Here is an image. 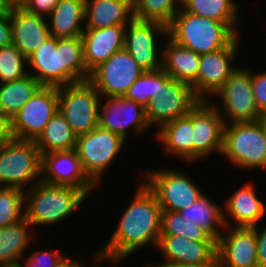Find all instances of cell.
Returning <instances> with one entry per match:
<instances>
[{
	"instance_id": "1",
	"label": "cell",
	"mask_w": 266,
	"mask_h": 267,
	"mask_svg": "<svg viewBox=\"0 0 266 267\" xmlns=\"http://www.w3.org/2000/svg\"><path fill=\"white\" fill-rule=\"evenodd\" d=\"M130 205L123 211L109 241L96 253L94 264L102 261L119 264L143 246L156 249L161 232V213L155 193L141 181ZM99 262V263H98Z\"/></svg>"
},
{
	"instance_id": "2",
	"label": "cell",
	"mask_w": 266,
	"mask_h": 267,
	"mask_svg": "<svg viewBox=\"0 0 266 267\" xmlns=\"http://www.w3.org/2000/svg\"><path fill=\"white\" fill-rule=\"evenodd\" d=\"M28 70L43 86L60 87L86 81L90 74L84 64L81 36L55 38L50 36L27 58Z\"/></svg>"
},
{
	"instance_id": "3",
	"label": "cell",
	"mask_w": 266,
	"mask_h": 267,
	"mask_svg": "<svg viewBox=\"0 0 266 267\" xmlns=\"http://www.w3.org/2000/svg\"><path fill=\"white\" fill-rule=\"evenodd\" d=\"M237 25L188 13L181 7L167 26V34L178 45L202 55L227 47L240 35Z\"/></svg>"
},
{
	"instance_id": "4",
	"label": "cell",
	"mask_w": 266,
	"mask_h": 267,
	"mask_svg": "<svg viewBox=\"0 0 266 267\" xmlns=\"http://www.w3.org/2000/svg\"><path fill=\"white\" fill-rule=\"evenodd\" d=\"M87 197L88 195L77 187L40 180L25 190V219L35 228L38 225L45 227L59 224L84 204Z\"/></svg>"
},
{
	"instance_id": "5",
	"label": "cell",
	"mask_w": 266,
	"mask_h": 267,
	"mask_svg": "<svg viewBox=\"0 0 266 267\" xmlns=\"http://www.w3.org/2000/svg\"><path fill=\"white\" fill-rule=\"evenodd\" d=\"M222 156L240 169L266 170V129L258 120L225 125Z\"/></svg>"
},
{
	"instance_id": "6",
	"label": "cell",
	"mask_w": 266,
	"mask_h": 267,
	"mask_svg": "<svg viewBox=\"0 0 266 267\" xmlns=\"http://www.w3.org/2000/svg\"><path fill=\"white\" fill-rule=\"evenodd\" d=\"M41 178L42 154L34 141L13 139L0 147V187L26 190Z\"/></svg>"
},
{
	"instance_id": "7",
	"label": "cell",
	"mask_w": 266,
	"mask_h": 267,
	"mask_svg": "<svg viewBox=\"0 0 266 267\" xmlns=\"http://www.w3.org/2000/svg\"><path fill=\"white\" fill-rule=\"evenodd\" d=\"M59 111L77 136L98 127L101 96L88 81L58 87Z\"/></svg>"
},
{
	"instance_id": "8",
	"label": "cell",
	"mask_w": 266,
	"mask_h": 267,
	"mask_svg": "<svg viewBox=\"0 0 266 267\" xmlns=\"http://www.w3.org/2000/svg\"><path fill=\"white\" fill-rule=\"evenodd\" d=\"M126 141L111 131L96 127L77 137L76 152L87 177L97 186L107 168L121 153Z\"/></svg>"
},
{
	"instance_id": "9",
	"label": "cell",
	"mask_w": 266,
	"mask_h": 267,
	"mask_svg": "<svg viewBox=\"0 0 266 267\" xmlns=\"http://www.w3.org/2000/svg\"><path fill=\"white\" fill-rule=\"evenodd\" d=\"M220 99L218 104L211 103L218 108L225 125L234 122H254L260 119L254 94L252 90L251 70L249 68L237 67L225 84L213 96Z\"/></svg>"
},
{
	"instance_id": "10",
	"label": "cell",
	"mask_w": 266,
	"mask_h": 267,
	"mask_svg": "<svg viewBox=\"0 0 266 267\" xmlns=\"http://www.w3.org/2000/svg\"><path fill=\"white\" fill-rule=\"evenodd\" d=\"M143 175L144 182L155 193L162 210L179 212L204 194L189 175L176 169L150 170Z\"/></svg>"
},
{
	"instance_id": "11",
	"label": "cell",
	"mask_w": 266,
	"mask_h": 267,
	"mask_svg": "<svg viewBox=\"0 0 266 267\" xmlns=\"http://www.w3.org/2000/svg\"><path fill=\"white\" fill-rule=\"evenodd\" d=\"M199 102L192 86L168 77L159 85L158 97L146 106V118L151 128L160 129L166 123L187 115Z\"/></svg>"
},
{
	"instance_id": "12",
	"label": "cell",
	"mask_w": 266,
	"mask_h": 267,
	"mask_svg": "<svg viewBox=\"0 0 266 267\" xmlns=\"http://www.w3.org/2000/svg\"><path fill=\"white\" fill-rule=\"evenodd\" d=\"M58 110V87L42 86L12 118L14 139L35 141Z\"/></svg>"
},
{
	"instance_id": "13",
	"label": "cell",
	"mask_w": 266,
	"mask_h": 267,
	"mask_svg": "<svg viewBox=\"0 0 266 267\" xmlns=\"http://www.w3.org/2000/svg\"><path fill=\"white\" fill-rule=\"evenodd\" d=\"M145 70L123 48L96 67L88 81L101 97L124 96Z\"/></svg>"
},
{
	"instance_id": "14",
	"label": "cell",
	"mask_w": 266,
	"mask_h": 267,
	"mask_svg": "<svg viewBox=\"0 0 266 267\" xmlns=\"http://www.w3.org/2000/svg\"><path fill=\"white\" fill-rule=\"evenodd\" d=\"M167 38V26L155 21L133 18L125 26L124 49L145 71L162 69V48H158V37ZM159 49V50H157ZM160 55H159V54Z\"/></svg>"
},
{
	"instance_id": "15",
	"label": "cell",
	"mask_w": 266,
	"mask_h": 267,
	"mask_svg": "<svg viewBox=\"0 0 266 267\" xmlns=\"http://www.w3.org/2000/svg\"><path fill=\"white\" fill-rule=\"evenodd\" d=\"M103 97L100 100L98 127L113 132L125 141L129 133L142 135L151 129L146 118L145 108L124 96ZM130 131V132H129Z\"/></svg>"
},
{
	"instance_id": "16",
	"label": "cell",
	"mask_w": 266,
	"mask_h": 267,
	"mask_svg": "<svg viewBox=\"0 0 266 267\" xmlns=\"http://www.w3.org/2000/svg\"><path fill=\"white\" fill-rule=\"evenodd\" d=\"M240 37L237 36L225 48L200 55L197 80L192 85L194 93L200 100L210 101L237 68L232 66V63L239 52Z\"/></svg>"
},
{
	"instance_id": "17",
	"label": "cell",
	"mask_w": 266,
	"mask_h": 267,
	"mask_svg": "<svg viewBox=\"0 0 266 267\" xmlns=\"http://www.w3.org/2000/svg\"><path fill=\"white\" fill-rule=\"evenodd\" d=\"M225 122L218 108L208 100L192 109L193 161L218 152L222 154ZM200 159V160H199Z\"/></svg>"
},
{
	"instance_id": "18",
	"label": "cell",
	"mask_w": 266,
	"mask_h": 267,
	"mask_svg": "<svg viewBox=\"0 0 266 267\" xmlns=\"http://www.w3.org/2000/svg\"><path fill=\"white\" fill-rule=\"evenodd\" d=\"M41 180L50 184L77 187L88 196L93 189L98 188L85 174L75 149L42 154Z\"/></svg>"
},
{
	"instance_id": "19",
	"label": "cell",
	"mask_w": 266,
	"mask_h": 267,
	"mask_svg": "<svg viewBox=\"0 0 266 267\" xmlns=\"http://www.w3.org/2000/svg\"><path fill=\"white\" fill-rule=\"evenodd\" d=\"M224 230L216 240L221 267H258L254 228L225 226Z\"/></svg>"
},
{
	"instance_id": "20",
	"label": "cell",
	"mask_w": 266,
	"mask_h": 267,
	"mask_svg": "<svg viewBox=\"0 0 266 267\" xmlns=\"http://www.w3.org/2000/svg\"><path fill=\"white\" fill-rule=\"evenodd\" d=\"M156 250L162 254L164 262L144 267H162L165 264H202L216 254V241H195L175 235H160ZM148 263V264H147Z\"/></svg>"
},
{
	"instance_id": "21",
	"label": "cell",
	"mask_w": 266,
	"mask_h": 267,
	"mask_svg": "<svg viewBox=\"0 0 266 267\" xmlns=\"http://www.w3.org/2000/svg\"><path fill=\"white\" fill-rule=\"evenodd\" d=\"M255 188L256 186L249 180L224 201L225 226L253 227L264 218L266 204L261 201ZM233 221L235 222L232 224Z\"/></svg>"
},
{
	"instance_id": "22",
	"label": "cell",
	"mask_w": 266,
	"mask_h": 267,
	"mask_svg": "<svg viewBox=\"0 0 266 267\" xmlns=\"http://www.w3.org/2000/svg\"><path fill=\"white\" fill-rule=\"evenodd\" d=\"M84 64L90 74L114 53L124 48L125 26L85 28L82 35Z\"/></svg>"
},
{
	"instance_id": "23",
	"label": "cell",
	"mask_w": 266,
	"mask_h": 267,
	"mask_svg": "<svg viewBox=\"0 0 266 267\" xmlns=\"http://www.w3.org/2000/svg\"><path fill=\"white\" fill-rule=\"evenodd\" d=\"M10 18L12 43L26 58L51 36L48 18L30 13L21 6H14Z\"/></svg>"
},
{
	"instance_id": "24",
	"label": "cell",
	"mask_w": 266,
	"mask_h": 267,
	"mask_svg": "<svg viewBox=\"0 0 266 267\" xmlns=\"http://www.w3.org/2000/svg\"><path fill=\"white\" fill-rule=\"evenodd\" d=\"M133 18L132 0H85V28L126 26Z\"/></svg>"
},
{
	"instance_id": "25",
	"label": "cell",
	"mask_w": 266,
	"mask_h": 267,
	"mask_svg": "<svg viewBox=\"0 0 266 267\" xmlns=\"http://www.w3.org/2000/svg\"><path fill=\"white\" fill-rule=\"evenodd\" d=\"M158 130L155 132L156 140L163 145L167 154L180 158L187 164H193L192 110Z\"/></svg>"
},
{
	"instance_id": "26",
	"label": "cell",
	"mask_w": 266,
	"mask_h": 267,
	"mask_svg": "<svg viewBox=\"0 0 266 267\" xmlns=\"http://www.w3.org/2000/svg\"><path fill=\"white\" fill-rule=\"evenodd\" d=\"M162 51V69L169 77L192 86L197 80L200 55L167 36Z\"/></svg>"
},
{
	"instance_id": "27",
	"label": "cell",
	"mask_w": 266,
	"mask_h": 267,
	"mask_svg": "<svg viewBox=\"0 0 266 267\" xmlns=\"http://www.w3.org/2000/svg\"><path fill=\"white\" fill-rule=\"evenodd\" d=\"M50 35L55 38L81 36L85 29V0H60L48 16Z\"/></svg>"
},
{
	"instance_id": "28",
	"label": "cell",
	"mask_w": 266,
	"mask_h": 267,
	"mask_svg": "<svg viewBox=\"0 0 266 267\" xmlns=\"http://www.w3.org/2000/svg\"><path fill=\"white\" fill-rule=\"evenodd\" d=\"M31 226L23 219L13 225L0 227V267H18L26 248L31 245Z\"/></svg>"
},
{
	"instance_id": "29",
	"label": "cell",
	"mask_w": 266,
	"mask_h": 267,
	"mask_svg": "<svg viewBox=\"0 0 266 267\" xmlns=\"http://www.w3.org/2000/svg\"><path fill=\"white\" fill-rule=\"evenodd\" d=\"M77 135L58 110L34 141L41 154L69 151L76 148Z\"/></svg>"
},
{
	"instance_id": "30",
	"label": "cell",
	"mask_w": 266,
	"mask_h": 267,
	"mask_svg": "<svg viewBox=\"0 0 266 267\" xmlns=\"http://www.w3.org/2000/svg\"><path fill=\"white\" fill-rule=\"evenodd\" d=\"M43 85L31 74L0 83V112L11 120Z\"/></svg>"
},
{
	"instance_id": "31",
	"label": "cell",
	"mask_w": 266,
	"mask_h": 267,
	"mask_svg": "<svg viewBox=\"0 0 266 267\" xmlns=\"http://www.w3.org/2000/svg\"><path fill=\"white\" fill-rule=\"evenodd\" d=\"M179 212L183 217L205 229L216 240L225 229L222 205L220 206L206 194Z\"/></svg>"
},
{
	"instance_id": "32",
	"label": "cell",
	"mask_w": 266,
	"mask_h": 267,
	"mask_svg": "<svg viewBox=\"0 0 266 267\" xmlns=\"http://www.w3.org/2000/svg\"><path fill=\"white\" fill-rule=\"evenodd\" d=\"M237 5L233 0H181V7L186 12L224 24L239 23Z\"/></svg>"
},
{
	"instance_id": "33",
	"label": "cell",
	"mask_w": 266,
	"mask_h": 267,
	"mask_svg": "<svg viewBox=\"0 0 266 267\" xmlns=\"http://www.w3.org/2000/svg\"><path fill=\"white\" fill-rule=\"evenodd\" d=\"M160 235H175L195 241H216L205 229L196 225L180 212L162 210Z\"/></svg>"
},
{
	"instance_id": "34",
	"label": "cell",
	"mask_w": 266,
	"mask_h": 267,
	"mask_svg": "<svg viewBox=\"0 0 266 267\" xmlns=\"http://www.w3.org/2000/svg\"><path fill=\"white\" fill-rule=\"evenodd\" d=\"M133 16L168 26L181 8V0H132Z\"/></svg>"
},
{
	"instance_id": "35",
	"label": "cell",
	"mask_w": 266,
	"mask_h": 267,
	"mask_svg": "<svg viewBox=\"0 0 266 267\" xmlns=\"http://www.w3.org/2000/svg\"><path fill=\"white\" fill-rule=\"evenodd\" d=\"M168 77L163 69L145 71L127 90L124 97L146 108L150 100L158 97L159 85Z\"/></svg>"
},
{
	"instance_id": "36",
	"label": "cell",
	"mask_w": 266,
	"mask_h": 267,
	"mask_svg": "<svg viewBox=\"0 0 266 267\" xmlns=\"http://www.w3.org/2000/svg\"><path fill=\"white\" fill-rule=\"evenodd\" d=\"M25 190L0 187V227L10 226L25 219Z\"/></svg>"
},
{
	"instance_id": "37",
	"label": "cell",
	"mask_w": 266,
	"mask_h": 267,
	"mask_svg": "<svg viewBox=\"0 0 266 267\" xmlns=\"http://www.w3.org/2000/svg\"><path fill=\"white\" fill-rule=\"evenodd\" d=\"M27 68V58L13 43L0 47V83L23 78Z\"/></svg>"
},
{
	"instance_id": "38",
	"label": "cell",
	"mask_w": 266,
	"mask_h": 267,
	"mask_svg": "<svg viewBox=\"0 0 266 267\" xmlns=\"http://www.w3.org/2000/svg\"><path fill=\"white\" fill-rule=\"evenodd\" d=\"M46 248V250H35L28 257L21 258L18 267H62L63 264L69 259L59 249Z\"/></svg>"
},
{
	"instance_id": "39",
	"label": "cell",
	"mask_w": 266,
	"mask_h": 267,
	"mask_svg": "<svg viewBox=\"0 0 266 267\" xmlns=\"http://www.w3.org/2000/svg\"><path fill=\"white\" fill-rule=\"evenodd\" d=\"M252 90L256 106L260 112L266 109V70L251 72Z\"/></svg>"
},
{
	"instance_id": "40",
	"label": "cell",
	"mask_w": 266,
	"mask_h": 267,
	"mask_svg": "<svg viewBox=\"0 0 266 267\" xmlns=\"http://www.w3.org/2000/svg\"><path fill=\"white\" fill-rule=\"evenodd\" d=\"M60 0H26L21 7L30 13L48 17Z\"/></svg>"
},
{
	"instance_id": "41",
	"label": "cell",
	"mask_w": 266,
	"mask_h": 267,
	"mask_svg": "<svg viewBox=\"0 0 266 267\" xmlns=\"http://www.w3.org/2000/svg\"><path fill=\"white\" fill-rule=\"evenodd\" d=\"M259 227V224L253 226L257 242V266L266 267V227L264 229Z\"/></svg>"
},
{
	"instance_id": "42",
	"label": "cell",
	"mask_w": 266,
	"mask_h": 267,
	"mask_svg": "<svg viewBox=\"0 0 266 267\" xmlns=\"http://www.w3.org/2000/svg\"><path fill=\"white\" fill-rule=\"evenodd\" d=\"M12 44L10 15L0 16V47Z\"/></svg>"
},
{
	"instance_id": "43",
	"label": "cell",
	"mask_w": 266,
	"mask_h": 267,
	"mask_svg": "<svg viewBox=\"0 0 266 267\" xmlns=\"http://www.w3.org/2000/svg\"><path fill=\"white\" fill-rule=\"evenodd\" d=\"M13 139L11 119L0 112V147Z\"/></svg>"
},
{
	"instance_id": "44",
	"label": "cell",
	"mask_w": 266,
	"mask_h": 267,
	"mask_svg": "<svg viewBox=\"0 0 266 267\" xmlns=\"http://www.w3.org/2000/svg\"><path fill=\"white\" fill-rule=\"evenodd\" d=\"M162 267H221V263L216 253L208 262L202 264L172 263L165 264Z\"/></svg>"
},
{
	"instance_id": "45",
	"label": "cell",
	"mask_w": 266,
	"mask_h": 267,
	"mask_svg": "<svg viewBox=\"0 0 266 267\" xmlns=\"http://www.w3.org/2000/svg\"><path fill=\"white\" fill-rule=\"evenodd\" d=\"M14 6L9 0H0V16L10 15Z\"/></svg>"
},
{
	"instance_id": "46",
	"label": "cell",
	"mask_w": 266,
	"mask_h": 267,
	"mask_svg": "<svg viewBox=\"0 0 266 267\" xmlns=\"http://www.w3.org/2000/svg\"><path fill=\"white\" fill-rule=\"evenodd\" d=\"M81 262V260H78V258H69L62 267H87V265Z\"/></svg>"
},
{
	"instance_id": "47",
	"label": "cell",
	"mask_w": 266,
	"mask_h": 267,
	"mask_svg": "<svg viewBox=\"0 0 266 267\" xmlns=\"http://www.w3.org/2000/svg\"><path fill=\"white\" fill-rule=\"evenodd\" d=\"M259 121L263 124V127L266 129V109H264L260 113V119H259Z\"/></svg>"
},
{
	"instance_id": "48",
	"label": "cell",
	"mask_w": 266,
	"mask_h": 267,
	"mask_svg": "<svg viewBox=\"0 0 266 267\" xmlns=\"http://www.w3.org/2000/svg\"><path fill=\"white\" fill-rule=\"evenodd\" d=\"M13 6H22L26 0H9Z\"/></svg>"
}]
</instances>
